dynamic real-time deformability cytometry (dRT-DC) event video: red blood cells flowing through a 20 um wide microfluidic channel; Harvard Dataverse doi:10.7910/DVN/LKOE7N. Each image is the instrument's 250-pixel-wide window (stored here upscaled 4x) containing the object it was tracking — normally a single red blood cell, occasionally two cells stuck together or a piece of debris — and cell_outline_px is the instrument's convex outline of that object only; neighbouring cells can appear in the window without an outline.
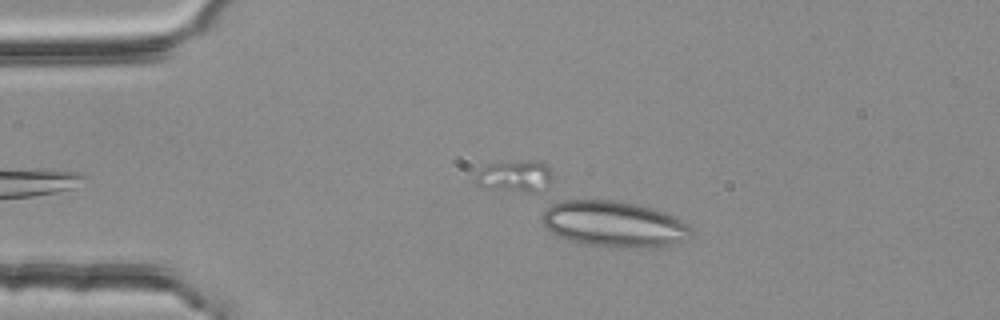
{"species": "common noctule bat (a hibernating species)", "species_latin": "Nyctalus noctula", "temperature_condition": "room temperature", "stored_images_in_passage": 2, "camera_frame_rate_fps": 3000, "um_per_image_px": 0.085, "animal": {"sex": "female", "body_mass_g": 25.1}, "frame": {"image": 1, "passage_image": 2, "time_ms": 0.333, "image_size_px": [1000, 320], "cell_outline_px": [[692, 232], [688, 240], [660, 248], [608, 248], [576, 244], [552, 232], [540, 220], [540, 216], [552, 204], [564, 200], [620, 200], [656, 208], [676, 216], [684, 220], [692, 228]], "centroid_in_image_um": [52.26, 19.07], "position_along_channel_um": 32.7, "area_um2": 41.21}}